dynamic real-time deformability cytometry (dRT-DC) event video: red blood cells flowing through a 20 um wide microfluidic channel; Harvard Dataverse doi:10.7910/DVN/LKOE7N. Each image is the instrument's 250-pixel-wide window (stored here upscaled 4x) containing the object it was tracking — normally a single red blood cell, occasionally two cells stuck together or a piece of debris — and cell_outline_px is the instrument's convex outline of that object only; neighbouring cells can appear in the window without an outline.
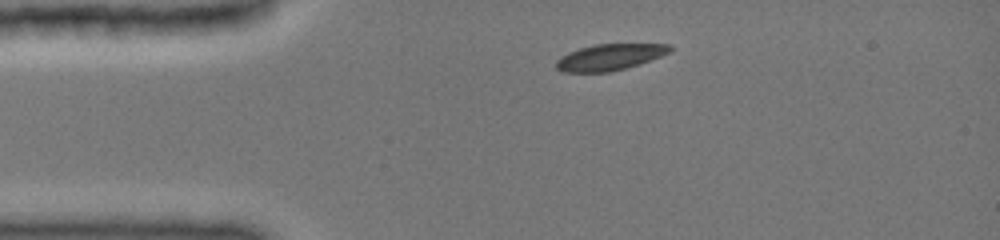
{"species": "common noctule bat (a hibernating species)", "species_latin": "Nyctalus noctula", "temperature_condition": "cold", "stored_images_in_passage": 11, "camera_frame_rate_fps": 3000, "um_per_image_px": 0.085, "animal": {"sex": "female", "body_mass_g": 19.0, "forearm_length_mm": 51.5}, "frame": {"image": 1, "passage_image": 1, "time_ms": 0.0, "image_size_px": [1000, 240], "cell_outline_px": [[672, 48], [668, 52], [660, 56], [624, 68], [608, 72], [564, 72], [556, 68], [556, 60], [568, 52], [580, 48], [596, 44], [668, 44]], "centroid_in_image_um": [51.76, 4.85], "position_along_channel_um": 33.2, "area_um2": 16.99}}
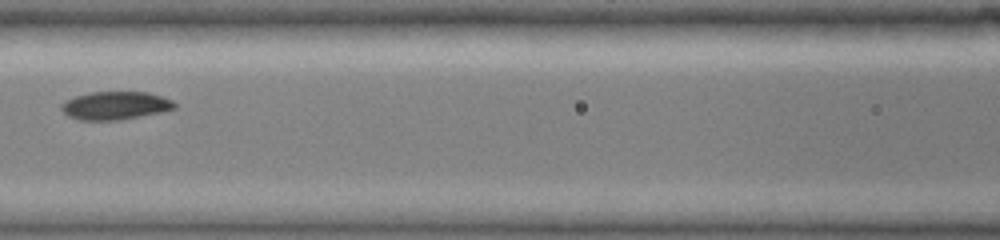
{"frame": {"image": 2, "passage_image": 7, "time_ms": 4.0, "image_size_px": [1000, 240], "cell_outline_px": [[176, 108], [160, 112], [140, 116], [116, 120], [80, 120], [68, 116], [60, 108], [60, 104], [76, 96], [92, 92], [148, 92], [172, 100], [176, 104]], "centroid_in_image_um": [9.79, 8.97], "position_along_channel_um": 156.8, "area_um2": 18.32}}
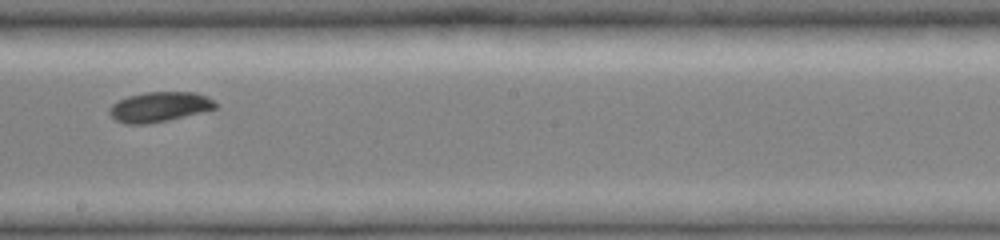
{"frame": {"image": 3, "passage_image": 10, "time_ms": 6.0, "image_size_px": [1000, 240], "cell_outline_px": [[216, 108], [168, 120], [144, 124], [124, 124], [116, 120], [108, 112], [112, 104], [128, 96], [144, 92], [196, 92], [208, 96], [216, 104]], "centroid_in_image_um": [13.53, 9.08], "position_along_channel_um": 234.7, "area_um2": 18.32}}